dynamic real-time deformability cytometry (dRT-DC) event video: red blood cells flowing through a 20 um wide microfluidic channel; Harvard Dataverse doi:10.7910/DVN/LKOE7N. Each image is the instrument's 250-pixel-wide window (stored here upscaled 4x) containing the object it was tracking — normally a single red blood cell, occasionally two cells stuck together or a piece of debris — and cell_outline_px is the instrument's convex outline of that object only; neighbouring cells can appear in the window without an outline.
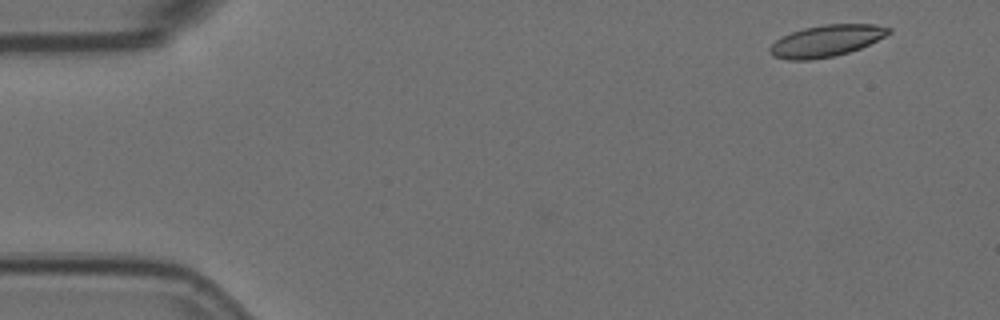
{"species": "Egyptian fruit bat (a non-hibernating species)", "species_latin": "Rousettus aegyptiacus", "temperature_condition": "room temperature", "stored_images_in_passage": 7, "camera_frame_rate_fps": 3000, "um_per_image_px": 0.085, "animal": {"sex": "female"}, "frame": {"image": 1, "passage_image": 1, "time_ms": 0.0, "image_size_px": [1000, 320], "cell_outline_px": [[892, 32], [860, 48], [848, 52], [832, 56], [812, 60], [788, 60], [772, 56], [768, 52], [768, 48], [776, 40], [792, 32], [804, 28], [824, 24], [876, 24], [892, 28]], "centroid_in_image_um": [70.22, 3.47], "position_along_channel_um": 14.8, "area_um2": 21.79}}
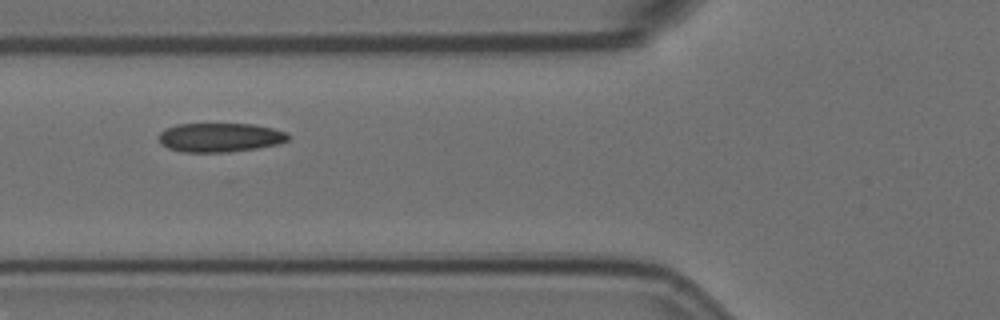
{"frame": {"image": 2, "passage_image": 6, "time_ms": 1.667, "image_size_px": [1000, 320], "cell_outline_px": [[292, 136], [288, 140], [276, 144], [256, 148], [228, 152], [184, 152], [168, 148], [160, 144], [160, 132], [164, 128], [176, 124], [252, 124], [272, 128], [288, 132]], "centroid_in_image_um": [18.7, 11.68], "position_along_channel_um": 107.1, "area_um2": 21.96}}
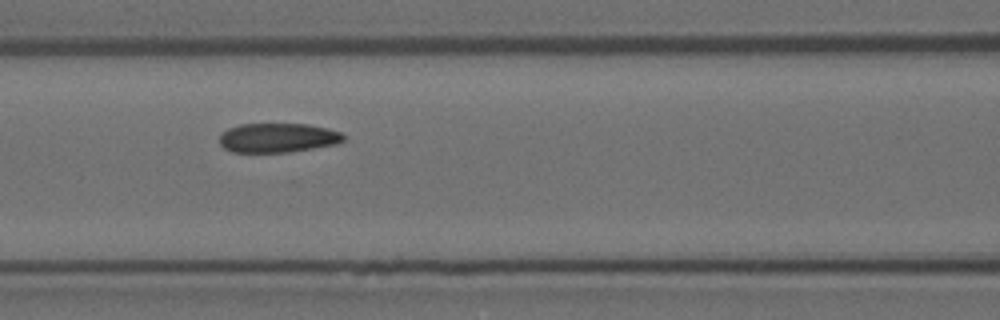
{"frame": {"image": 3, "passage_image": 7, "time_ms": 2.0, "image_size_px": [1000, 320], "cell_outline_px": [[344, 140], [336, 144], [288, 152], [232, 152], [224, 148], [220, 144], [220, 136], [228, 128], [240, 124], [308, 124], [328, 128], [340, 132], [344, 136]], "centroid_in_image_um": [23.61, 11.71], "position_along_channel_um": 143.0, "area_um2": 21.1}}